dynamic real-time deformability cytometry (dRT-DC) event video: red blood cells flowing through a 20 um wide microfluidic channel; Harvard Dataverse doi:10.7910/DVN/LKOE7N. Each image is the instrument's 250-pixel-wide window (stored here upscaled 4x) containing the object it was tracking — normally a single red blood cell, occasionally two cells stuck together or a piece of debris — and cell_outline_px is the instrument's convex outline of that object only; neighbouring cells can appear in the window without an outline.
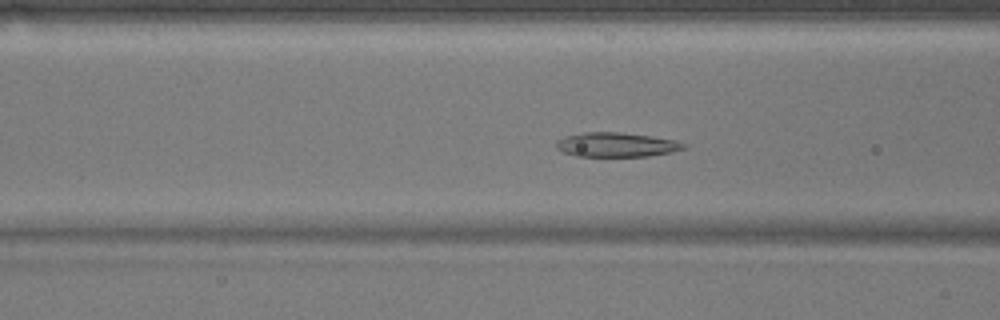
{"species": "common noctule bat (a hibernating species)", "species_latin": "Nyctalus noctula", "temperature_condition": "warm", "stored_images_in_passage": 53, "camera_frame_rate_fps": 3000, "um_per_image_px": 0.085, "animal": {"sex": "male", "body_mass_g": 17.9}, "frame": {"image": 1, "passage_image": 20, "time_ms": 6.333, "image_size_px": [1000, 320], "cell_outline_px": [[688, 148], [672, 152], [648, 156], [576, 156], [564, 152], [556, 148], [556, 140], [564, 136], [584, 132], [616, 132], [648, 136], [676, 140], [688, 144]], "centroid_in_image_um": [52.41, 12.3], "position_along_channel_um": 114.2, "area_um2": 18.15}}
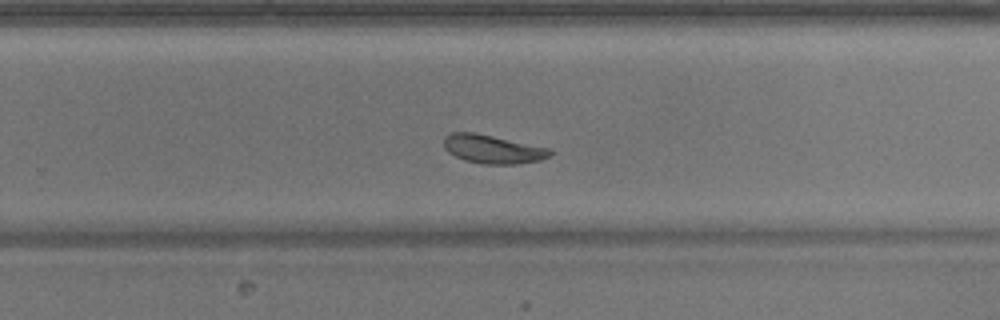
{"frame": {"image": 2, "passage_image": 34, "time_ms": 11.0, "image_size_px": [1000, 320], "cell_outline_px": [[552, 156], [540, 160], [516, 164], [480, 164], [464, 160], [448, 152], [444, 148], [444, 136], [452, 132], [476, 132], [552, 148]], "centroid_in_image_um": [41.91, 12.67], "position_along_channel_um": 287.9, "area_um2": 18.03}}
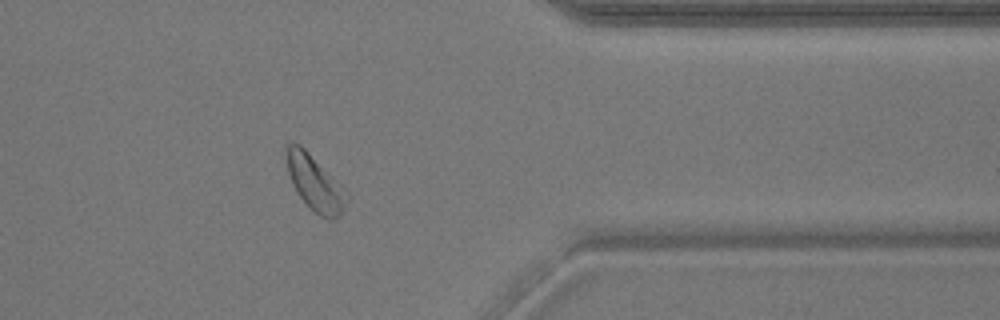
{"frame": {"image": 3, "passage_image": 43, "time_ms": 14.0, "image_size_px": [1000, 320], "cell_outline_px": [[348, 196], [344, 212], [336, 220], [328, 220], [320, 216], [300, 196], [292, 184], [288, 172], [284, 156], [284, 144], [300, 144], [348, 192]], "centroid_in_image_um": [26.77, 15.56], "position_along_channel_um": 384.6, "area_um2": 19.42}, "authors_computed_cell_mechanics": {"area_um2": 19.5942, "velocity_mm_per_s": 3.7296, "shape_relaxation_time_tau1_ms": 8.9093, "shape_relaxation_time_tau2_ms": 2.7239, "deformation_change_tau1": 0.223, "deformation_change_tau2": 0.0808}}